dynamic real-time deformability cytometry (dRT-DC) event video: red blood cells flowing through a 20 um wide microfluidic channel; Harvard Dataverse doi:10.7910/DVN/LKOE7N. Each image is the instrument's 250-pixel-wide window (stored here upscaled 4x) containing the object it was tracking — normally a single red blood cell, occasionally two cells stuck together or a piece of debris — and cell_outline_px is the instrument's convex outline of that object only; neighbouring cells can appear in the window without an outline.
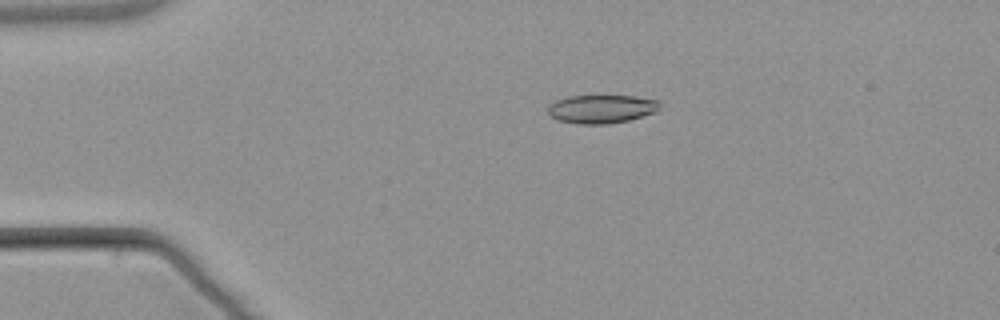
{"species": "common noctule bat (a hibernating species)", "species_latin": "Nyctalus noctula", "temperature_condition": "warm", "stored_images_in_passage": 5, "camera_frame_rate_fps": 3000, "um_per_image_px": 0.085, "animal": {"sex": "male", "body_mass_g": 21.5, "forearm_length_mm": 52.0}, "frame": {"image": 1, "passage_image": 4, "time_ms": 3.667, "image_size_px": [1000, 320], "cell_outline_px": [[660, 108], [656, 112], [628, 120], [608, 124], [580, 124], [556, 120], [548, 112], [548, 104], [556, 100], [568, 96], [636, 96], [660, 100]], "centroid_in_image_um": [51.14, 9.26], "position_along_channel_um": 33.9, "area_um2": 18.67}}